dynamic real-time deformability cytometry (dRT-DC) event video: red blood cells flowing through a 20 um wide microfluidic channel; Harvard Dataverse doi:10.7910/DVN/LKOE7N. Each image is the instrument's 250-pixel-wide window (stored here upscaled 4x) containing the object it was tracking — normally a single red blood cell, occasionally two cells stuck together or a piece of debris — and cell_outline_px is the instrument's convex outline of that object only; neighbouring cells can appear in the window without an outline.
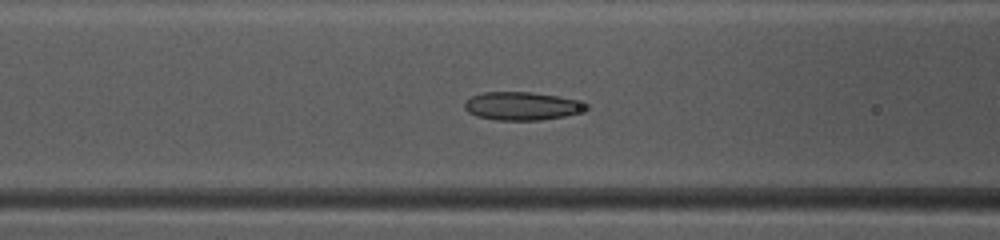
{"species": "common noctule bat (a hibernating species)", "species_latin": "Nyctalus noctula", "temperature_condition": "warm", "stored_images_in_passage": 37, "camera_frame_rate_fps": 3000, "um_per_image_px": 0.085, "animal": {"sex": "female", "body_mass_g": 10.0, "forearm_length_mm": 53.1}, "frame": {"image": 1, "passage_image": 9, "time_ms": 2.667, "image_size_px": [1000, 240], "cell_outline_px": [[588, 108], [564, 116], [540, 120], [496, 120], [476, 116], [468, 112], [464, 108], [464, 104], [472, 96], [484, 92], [532, 92], [560, 96], [588, 104]], "centroid_in_image_um": [44.33, 9.01], "position_along_channel_um": 122.3, "area_um2": 19.77}}
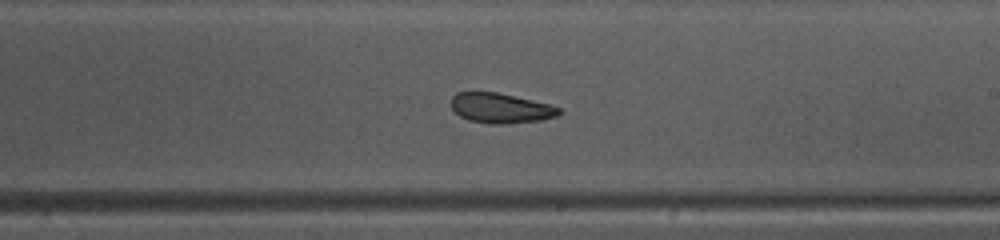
{"frame": {"image": 2, "passage_image": 18, "time_ms": 5.667, "image_size_px": [1000, 240], "cell_outline_px": [[564, 112], [556, 116], [540, 120], [508, 124], [492, 124], [468, 120], [460, 116], [452, 108], [452, 96], [456, 92], [496, 92], [552, 104], [560, 108]], "centroid_in_image_um": [42.59, 9.19], "position_along_channel_um": 246.4, "area_um2": 18.96}}
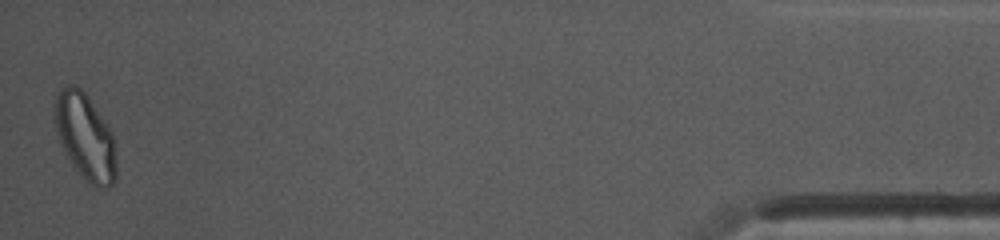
{"frame": {"image": 3, "passage_image": 37, "time_ms": 12.0, "image_size_px": [1000, 240], "cell_outline_px": [[116, 180], [108, 188], [96, 188], [84, 180], [60, 144], [52, 112], [52, 104], [56, 96], [68, 84], [76, 84], [84, 92], [108, 124], [112, 136], [116, 160]], "centroid_in_image_um": [7.23, 11.62], "position_along_channel_um": 428.0, "area_um2": 30.98}, "authors_computed_cell_mechanics": {"area_um2": 20.1722, "velocity_mm_per_s": 4.1377, "shape_relaxation_time_tau1_ms": null, "shape_relaxation_time_tau2_ms": 4.694, "deformation_change_tau1": null, "deformation_change_tau2": 0.0577}}